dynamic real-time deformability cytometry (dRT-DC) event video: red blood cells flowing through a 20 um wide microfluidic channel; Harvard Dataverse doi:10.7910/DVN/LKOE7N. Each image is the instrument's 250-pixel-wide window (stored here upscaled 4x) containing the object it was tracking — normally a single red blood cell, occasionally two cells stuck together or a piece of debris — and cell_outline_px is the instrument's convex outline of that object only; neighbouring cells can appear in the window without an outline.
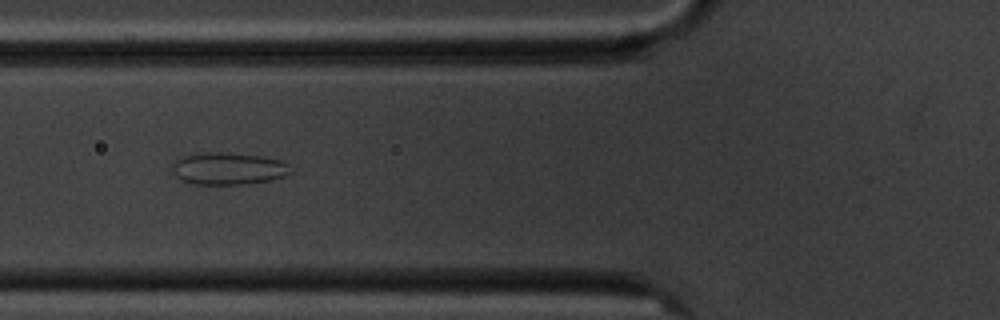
{"species": "common noctule bat (a hibernating species)", "species_latin": "Nyctalus noctula", "temperature_condition": "cold", "stored_images_in_passage": 13, "camera_frame_rate_fps": 3000, "um_per_image_px": 0.085, "animal": {"sex": "male", "body_mass_g": 20.1, "forearm_length_mm": 53.5}, "frame": {"image": 1, "passage_image": 6, "time_ms": 6.333, "image_size_px": [1000, 320], "cell_outline_px": [[292, 172], [284, 176], [268, 180], [244, 184], [188, 184], [180, 180], [172, 172], [168, 164], [172, 160], [180, 156], [204, 152], [224, 152], [264, 156], [280, 160], [288, 164]], "centroid_in_image_um": [19.3, 14.31], "position_along_channel_um": 106.5, "area_um2": 22.72}}
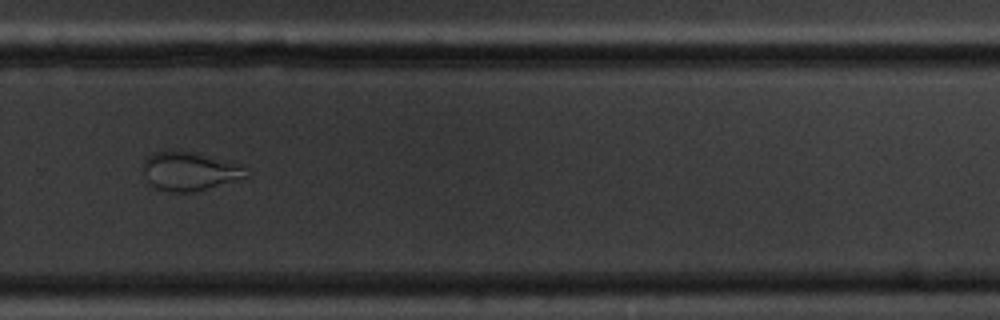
{"frame": {"image": 2, "passage_image": 11, "time_ms": 12.333, "image_size_px": [1000, 320], "cell_outline_px": [[248, 176], [192, 192], [168, 192], [156, 188], [148, 180], [140, 168], [144, 160], [152, 152], [168, 148], [172, 148], [196, 152], [244, 168]], "centroid_in_image_um": [15.95, 14.51], "position_along_channel_um": 313.9, "area_um2": 23.06}}
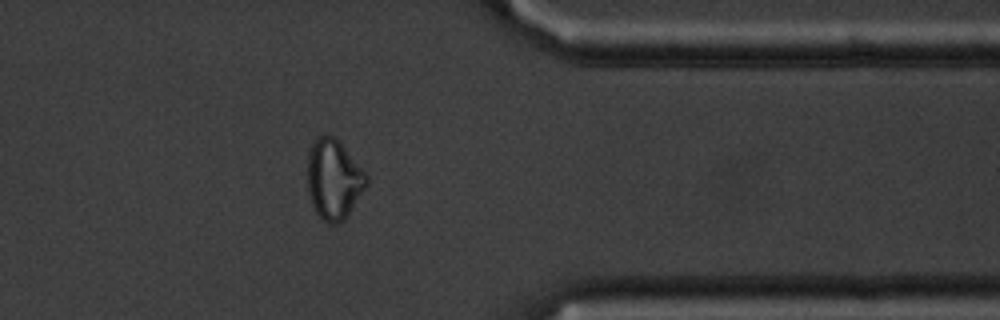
{"frame": {"image": 3, "passage_image": 13, "time_ms": 14.667, "image_size_px": [1000, 320], "cell_outline_px": [[368, 184], [348, 216], [344, 220], [336, 224], [328, 224], [316, 212], [312, 204], [308, 192], [308, 152], [316, 136], [332, 136], [344, 148], [368, 176]], "centroid_in_image_um": [28.37, 15.29], "position_along_channel_um": 383.0, "area_um2": 27.17}}